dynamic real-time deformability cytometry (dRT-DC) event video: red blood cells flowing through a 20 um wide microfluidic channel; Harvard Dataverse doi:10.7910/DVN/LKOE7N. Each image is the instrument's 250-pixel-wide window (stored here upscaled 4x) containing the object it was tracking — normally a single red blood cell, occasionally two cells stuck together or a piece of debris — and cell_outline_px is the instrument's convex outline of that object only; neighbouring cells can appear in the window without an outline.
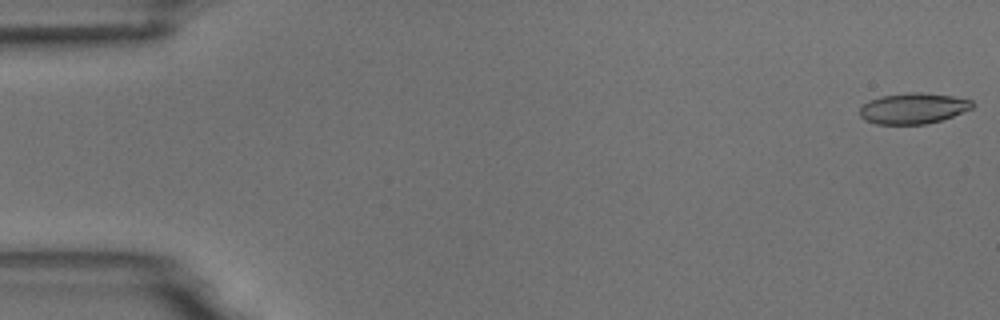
{"species": "common noctule bat (a hibernating species)", "species_latin": "Nyctalus noctula", "temperature_condition": "room temperature", "stored_images_in_passage": 2, "camera_frame_rate_fps": 3000, "um_per_image_px": 0.085, "animal": {"sex": "male", "body_mass_g": 18.8}, "frame": {"image": 1, "passage_image": 2, "time_ms": 1.333, "image_size_px": [1000, 320], "cell_outline_px": [[976, 104], [972, 108], [952, 116], [940, 120], [924, 124], [876, 124], [864, 120], [860, 116], [860, 108], [864, 104], [880, 96], [912, 92], [920, 92], [952, 96], [972, 100]], "centroid_in_image_um": [77.63, 9.21], "position_along_channel_um": 7.4, "area_um2": 20.06}}